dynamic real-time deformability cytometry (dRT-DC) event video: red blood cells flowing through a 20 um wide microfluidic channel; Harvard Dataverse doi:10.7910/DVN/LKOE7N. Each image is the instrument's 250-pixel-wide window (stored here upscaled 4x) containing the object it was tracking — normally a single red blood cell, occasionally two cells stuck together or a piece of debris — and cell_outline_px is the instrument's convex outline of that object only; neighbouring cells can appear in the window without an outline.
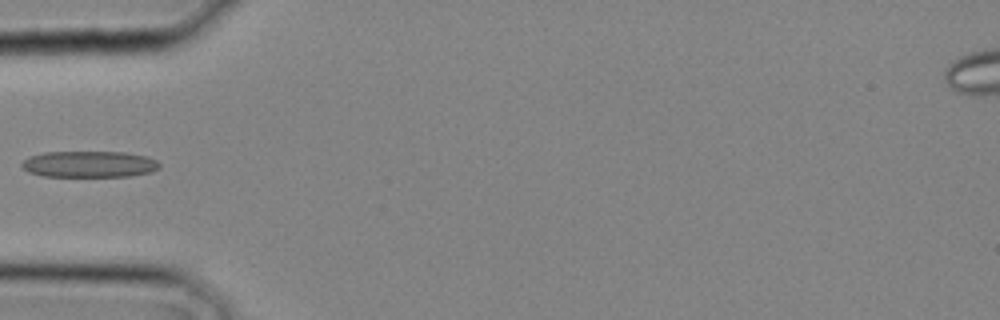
{"species": "common noctule bat (a hibernating species)", "species_latin": "Nyctalus noctula", "temperature_condition": "cold", "stored_images_in_passage": 11, "camera_frame_rate_fps": 3000, "um_per_image_px": 0.085, "animal": {"sex": "male", "body_mass_g": 20.4}, "frame": {"image": 1, "passage_image": 10, "time_ms": 3.0, "image_size_px": [1000, 320], "cell_outline_px": [[160, 168], [152, 172], [128, 176], [44, 176], [28, 172], [20, 164], [28, 156], [44, 152], [124, 152], [148, 156], [156, 160], [160, 164]], "centroid_in_image_um": [7.6, 13.95], "position_along_channel_um": 77.4, "area_um2": 21.21}}